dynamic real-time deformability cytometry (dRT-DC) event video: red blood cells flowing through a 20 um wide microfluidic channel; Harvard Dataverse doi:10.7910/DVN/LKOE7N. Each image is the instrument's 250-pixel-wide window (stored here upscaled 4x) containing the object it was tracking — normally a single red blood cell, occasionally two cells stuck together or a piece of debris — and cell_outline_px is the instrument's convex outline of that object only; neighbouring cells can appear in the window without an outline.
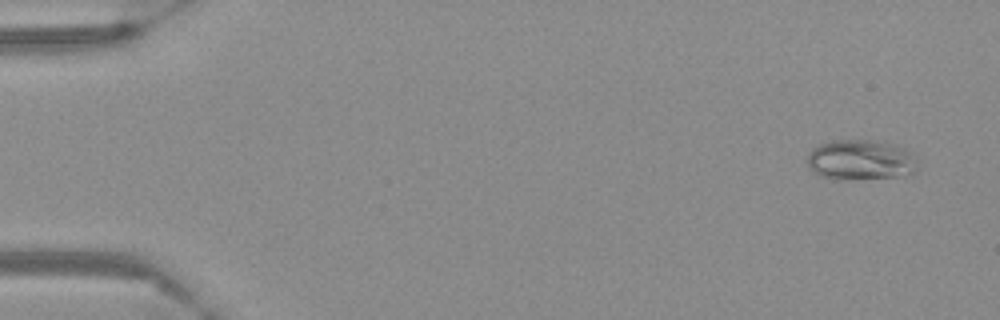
{"species": "Egyptian fruit bat (a non-hibernating species)", "species_latin": "Rousettus aegyptiacus", "temperature_condition": "warm", "stored_images_in_passage": 55, "camera_frame_rate_fps": 3000, "um_per_image_px": 0.085, "frame": {"image": 1, "passage_image": 1, "time_ms": 0.0, "image_size_px": [1000, 320], "cell_outline_px": [[916, 168], [912, 172], [904, 176], [844, 180], [836, 180], [820, 176], [808, 168], [808, 152], [812, 148], [820, 144], [832, 140], [884, 140], [904, 148], [912, 152]], "centroid_in_image_um": [73.12, 13.59], "position_along_channel_um": 11.9, "area_um2": 26.24}}
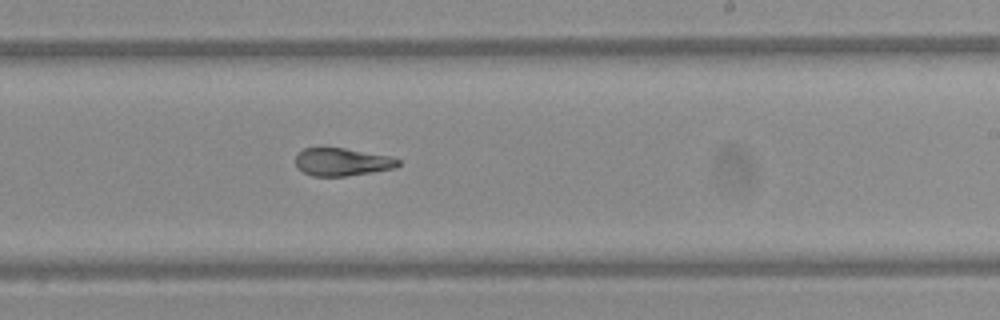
{"frame": {"image": 2, "passage_image": 33, "time_ms": 10.667, "image_size_px": [1000, 320], "cell_outline_px": [[400, 164], [396, 168], [372, 172], [344, 176], [312, 176], [296, 168], [296, 156], [304, 148], [344, 148], [388, 156], [400, 160]], "centroid_in_image_um": [29.07, 13.77], "position_along_channel_um": 259.9, "area_um2": 16.47}}
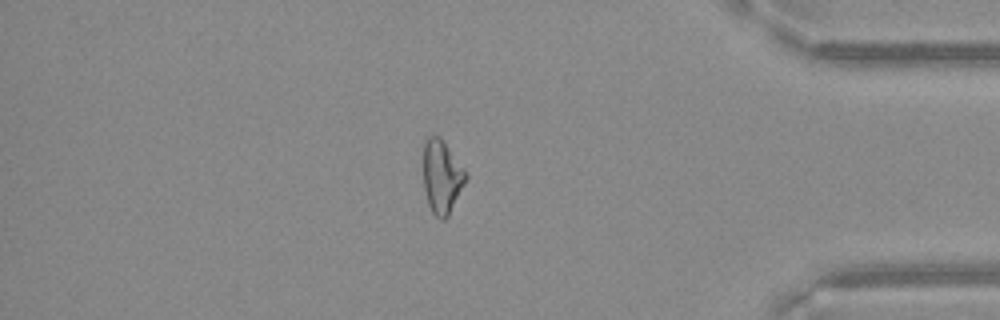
{"frame": {"image": 3, "passage_image": 47, "time_ms": 15.333, "image_size_px": [1000, 320], "cell_outline_px": [[468, 176], [448, 216], [444, 220], [440, 220], [432, 212], [428, 204], [424, 188], [424, 144], [428, 136], [440, 136], [468, 172]], "centroid_in_image_um": [37.57, 15.01], "position_along_channel_um": 397.6, "area_um2": 18.15}}